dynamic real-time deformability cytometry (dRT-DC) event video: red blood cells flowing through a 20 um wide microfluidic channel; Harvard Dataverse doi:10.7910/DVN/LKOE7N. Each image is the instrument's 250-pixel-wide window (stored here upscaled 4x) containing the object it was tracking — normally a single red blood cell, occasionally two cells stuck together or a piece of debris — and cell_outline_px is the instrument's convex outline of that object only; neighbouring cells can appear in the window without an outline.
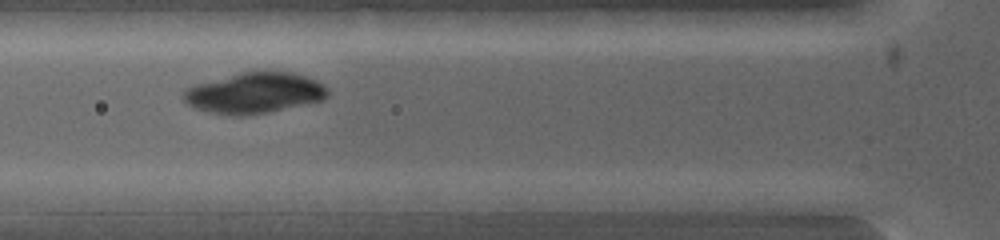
{"species": "common noctule bat (a hibernating species)", "species_latin": "Nyctalus noctula", "temperature_condition": "warm", "stored_images_in_passage": 7, "segment_of_instrument_passage": [1, 2], "camera_frame_rate_fps": 5000, "um_per_image_px": 0.085, "animal": {"sex": "female", "body_mass_g": 19.0, "forearm_length_mm": 53.3}, "frame": {"image": 1, "passage_image": 6, "time_ms": 1.0, "image_size_px": [1000, 240], "cell_outline_px": [[328, 92], [320, 100], [268, 112], [240, 116], [232, 116], [212, 112], [196, 108], [188, 104], [184, 100], [184, 92], [188, 88], [200, 84], [240, 72], [292, 72], [316, 80]], "centroid_in_image_um": [21.6, 7.91], "position_along_channel_um": 104.2, "area_um2": 33.12}}